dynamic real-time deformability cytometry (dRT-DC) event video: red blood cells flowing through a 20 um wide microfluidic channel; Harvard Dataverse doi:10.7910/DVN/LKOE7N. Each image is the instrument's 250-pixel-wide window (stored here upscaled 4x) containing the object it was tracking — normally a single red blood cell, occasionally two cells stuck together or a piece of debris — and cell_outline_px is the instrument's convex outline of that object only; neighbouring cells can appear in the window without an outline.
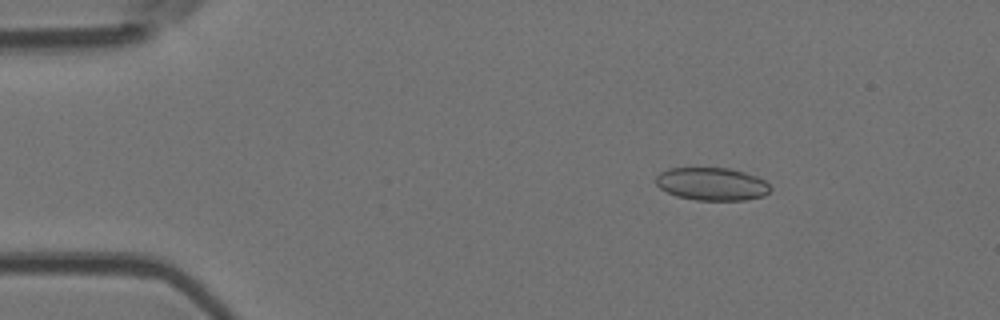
{"species": "Egyptian fruit bat (a non-hibernating species)", "species_latin": "Rousettus aegyptiacus", "temperature_condition": "room temperature", "stored_images_in_passage": 4, "camera_frame_rate_fps": 3000, "um_per_image_px": 0.085, "animal": {"sex": "female"}, "frame": {"image": 1, "passage_image": 2, "time_ms": 1.0, "image_size_px": [1000, 320], "cell_outline_px": [[772, 188], [764, 196], [744, 200], [696, 200], [676, 196], [660, 188], [656, 184], [656, 176], [660, 172], [668, 168], [728, 168], [744, 172], [756, 176], [764, 180]], "centroid_in_image_um": [60.5, 15.64], "position_along_channel_um": 24.5, "area_um2": 21.91}}
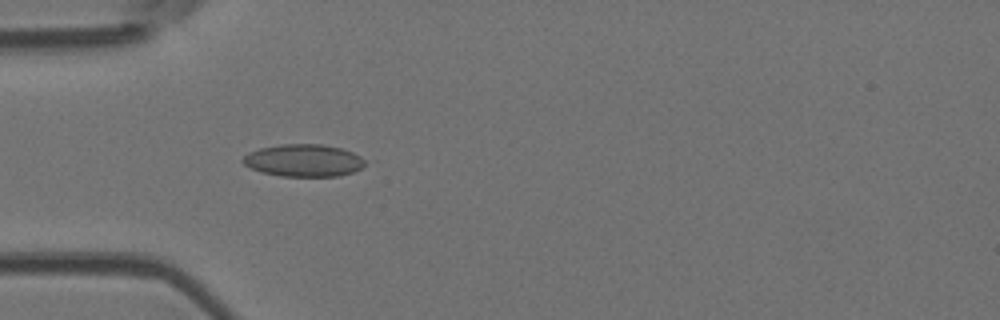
{"frame": {"image": 2, "passage_image": 4, "time_ms": 3.667, "image_size_px": [1000, 320], "cell_outline_px": [[368, 164], [364, 168], [340, 176], [280, 176], [260, 172], [244, 164], [240, 160], [248, 152], [260, 148], [280, 144], [320, 144], [340, 148], [352, 152], [368, 160]], "centroid_in_image_um": [25.84, 13.64], "position_along_channel_um": 59.2, "area_um2": 23.29}}